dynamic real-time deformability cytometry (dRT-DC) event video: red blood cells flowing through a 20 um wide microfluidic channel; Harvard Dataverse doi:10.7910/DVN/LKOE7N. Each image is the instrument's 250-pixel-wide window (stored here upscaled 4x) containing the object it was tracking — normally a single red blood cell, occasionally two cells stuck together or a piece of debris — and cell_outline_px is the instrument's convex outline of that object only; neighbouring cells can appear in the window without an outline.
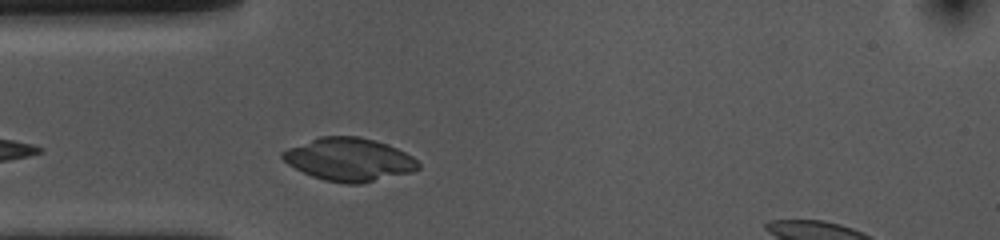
{"species": "common noctule bat (a hibernating species)", "species_latin": "Nyctalus noctula", "temperature_condition": "cold", "stored_images_in_passage": 31, "camera_frame_rate_fps": 3000, "um_per_image_px": 0.085, "animal": {"sex": "female", "body_mass_g": 10.0, "forearm_length_mm": 53.1}, "frame": {"image": 1, "passage_image": 5, "time_ms": 1.333, "image_size_px": [1000, 240], "cell_outline_px": [[420, 168], [412, 172], [360, 184], [344, 184], [324, 180], [312, 176], [288, 164], [280, 156], [280, 152], [288, 148], [320, 136], [360, 136], [376, 140], [388, 144], [412, 156], [420, 164]], "centroid_in_image_um": [29.68, 13.55], "position_along_channel_um": 55.3, "area_um2": 34.1}}
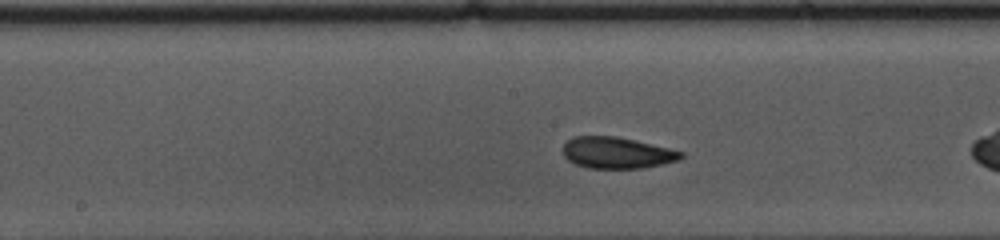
{"frame": {"image": 2, "passage_image": 14, "time_ms": 4.333, "image_size_px": [1000, 240], "cell_outline_px": [[684, 156], [680, 160], [640, 168], [588, 168], [576, 164], [568, 160], [564, 156], [564, 144], [572, 136], [616, 136], [668, 148], [684, 152]], "centroid_in_image_um": [52.42, 12.98], "position_along_channel_um": 195.8, "area_um2": 21.39}}
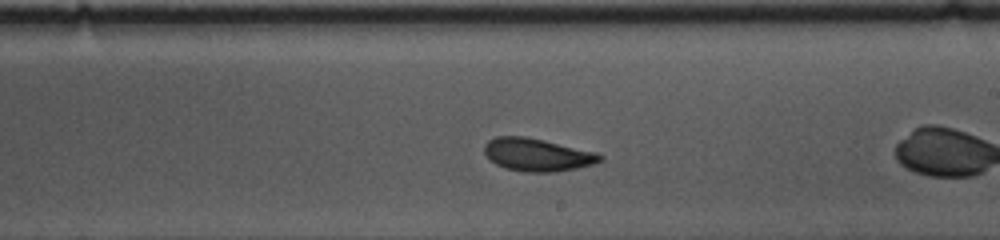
{"frame": {"image": 3, "passage_image": 18, "time_ms": 5.667, "image_size_px": [1000, 240], "cell_outline_px": [[604, 160], [592, 164], [576, 168], [552, 172], [528, 172], [504, 168], [496, 164], [484, 152], [484, 144], [488, 140], [496, 136], [524, 136], [544, 140], [596, 152], [604, 156]], "centroid_in_image_um": [45.67, 13.14], "position_along_channel_um": 243.3, "area_um2": 22.02}, "authors_computed_cell_mechanics": {"area_um2": 21.7328, "velocity_mm_per_s": 3.5826, "shape_relaxation_time_tau1_ms": 2.1504, "shape_relaxation_time_tau2_ms": 1.4195, "deformation_change_tau1": 0.0876, "deformation_change_tau2": 0.0532}}